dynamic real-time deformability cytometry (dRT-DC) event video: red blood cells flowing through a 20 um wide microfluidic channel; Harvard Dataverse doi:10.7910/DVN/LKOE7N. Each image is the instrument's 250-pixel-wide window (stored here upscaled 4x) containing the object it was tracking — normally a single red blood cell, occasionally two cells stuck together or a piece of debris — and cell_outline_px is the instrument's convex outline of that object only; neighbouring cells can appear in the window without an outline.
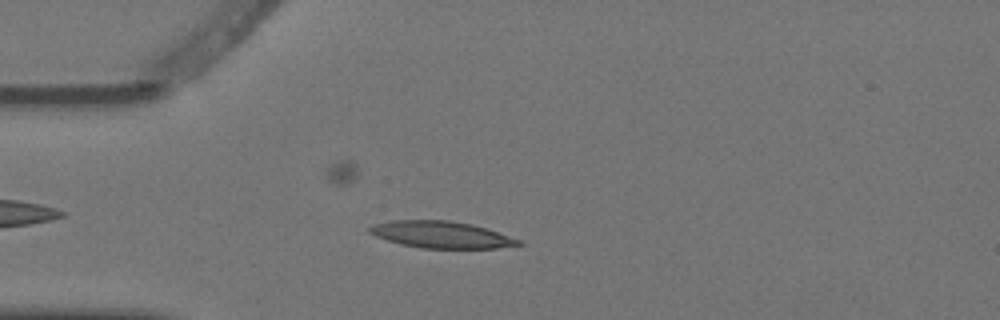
{"species": "Egyptian fruit bat (a non-hibernating species)", "species_latin": "Rousettus aegyptiacus", "temperature_condition": "warm", "stored_images_in_passage": 3, "camera_frame_rate_fps": 3000, "um_per_image_px": 0.085, "animal": {"sex": "female"}, "frame": {"image": 1, "passage_image": 3, "time_ms": 0.667, "image_size_px": [1000, 320], "cell_outline_px": [[524, 244], [496, 248], [420, 248], [400, 244], [376, 236], [368, 232], [368, 228], [372, 224], [392, 220], [448, 220], [472, 224], [488, 228], [520, 240]], "centroid_in_image_um": [37.49, 19.94], "position_along_channel_um": 47.5, "area_um2": 23.29}}